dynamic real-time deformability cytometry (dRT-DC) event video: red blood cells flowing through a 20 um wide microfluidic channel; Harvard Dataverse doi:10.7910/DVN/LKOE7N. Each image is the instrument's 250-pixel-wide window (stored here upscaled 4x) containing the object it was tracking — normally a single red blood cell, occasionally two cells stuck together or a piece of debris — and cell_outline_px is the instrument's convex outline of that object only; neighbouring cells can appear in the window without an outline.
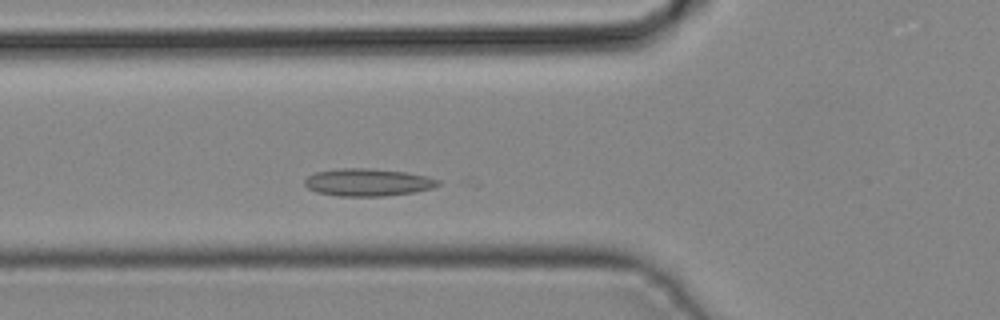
{"species": "common noctule bat (a hibernating species)", "species_latin": "Nyctalus noctula", "temperature_condition": "cold", "stored_images_in_passage": 29, "camera_frame_rate_fps": 3000, "um_per_image_px": 0.085, "animal": {"sex": "male", "body_mass_g": 19.2, "forearm_length_mm": 51.8}, "frame": {"image": 1, "passage_image": 6, "time_ms": 1.667, "image_size_px": [1000, 320], "cell_outline_px": [[440, 184], [432, 188], [412, 192], [384, 196], [336, 196], [316, 192], [308, 188], [304, 184], [304, 180], [308, 176], [316, 172], [340, 168], [368, 168], [404, 172], [428, 176], [440, 180]], "centroid_in_image_um": [31.24, 15.5], "position_along_channel_um": 94.6, "area_um2": 21.33}}
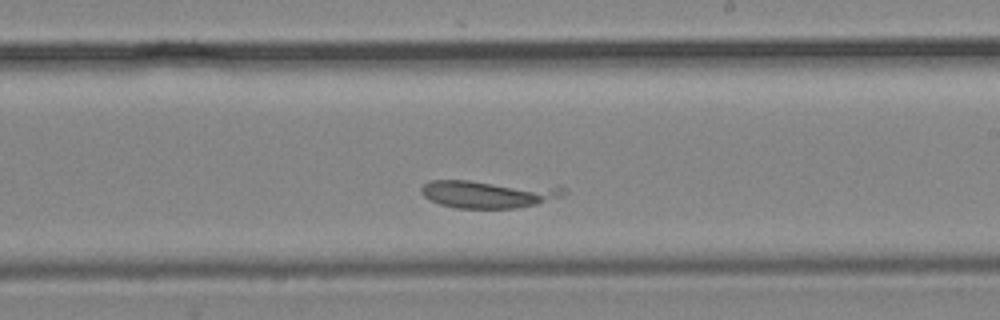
{"frame": {"image": 2, "passage_image": 16, "time_ms": 5.0, "image_size_px": [1000, 320], "cell_outline_px": [[568, 192], [560, 196], [536, 204], [516, 208], [456, 208], [440, 204], [424, 196], [420, 192], [420, 188], [428, 180], [468, 180], [560, 184]], "centroid_in_image_um": [41.6, 16.44], "position_along_channel_um": 247.4, "area_um2": 23.87}}
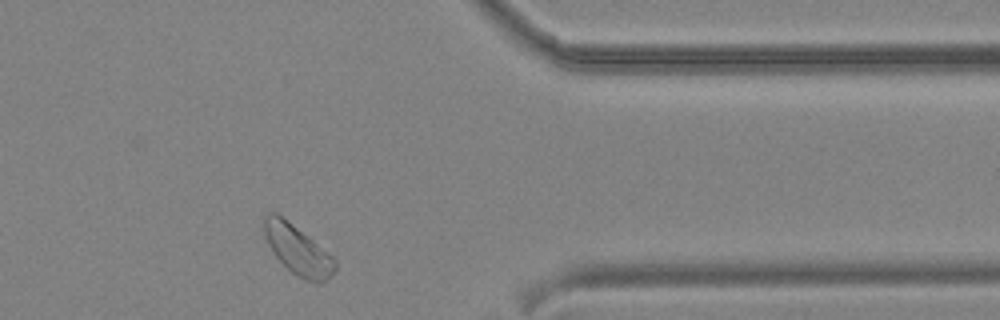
{"frame": {"image": 3, "passage_image": 26, "time_ms": 8.333, "image_size_px": [1000, 320], "cell_outline_px": [[336, 268], [320, 284], [316, 284], [304, 280], [296, 276], [276, 256], [268, 244], [264, 236], [264, 216], [268, 212], [276, 212], [308, 236], [332, 256], [336, 260]], "centroid_in_image_um": [25.29, 21.24], "position_along_channel_um": 386.1, "area_um2": 20.11}}